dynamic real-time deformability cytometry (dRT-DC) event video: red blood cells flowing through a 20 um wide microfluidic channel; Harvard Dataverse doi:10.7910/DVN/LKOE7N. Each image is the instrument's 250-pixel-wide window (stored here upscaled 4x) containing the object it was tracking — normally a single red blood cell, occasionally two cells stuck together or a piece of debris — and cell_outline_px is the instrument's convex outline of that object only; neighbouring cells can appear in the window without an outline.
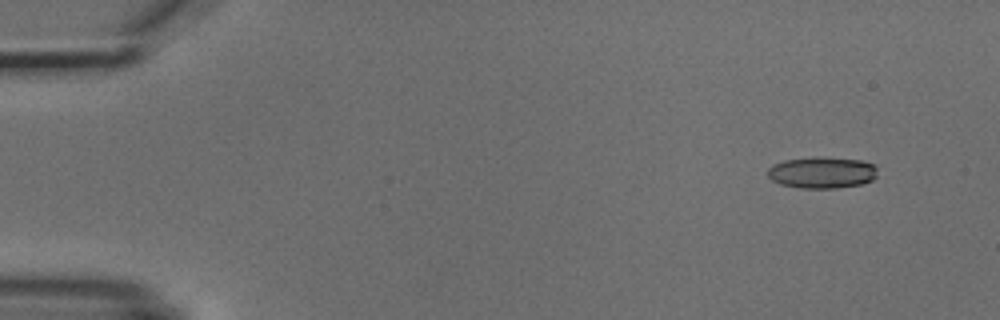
{"species": "common noctule bat (a hibernating species)", "species_latin": "Nyctalus noctula", "temperature_condition": "cold", "stored_images_in_passage": 4, "camera_frame_rate_fps": 3000, "um_per_image_px": 0.085, "animal": {"sex": "male", "body_mass_g": 18.8}, "frame": {"image": 1, "passage_image": 1, "time_ms": 0.0, "image_size_px": [1000, 320], "cell_outline_px": [[876, 176], [872, 180], [860, 184], [836, 188], [800, 188], [780, 184], [772, 180], [768, 176], [768, 168], [772, 164], [784, 160], [816, 156], [820, 156], [860, 160], [876, 164]], "centroid_in_image_um": [69.86, 14.65], "position_along_channel_um": 15.1, "area_um2": 20.35}}
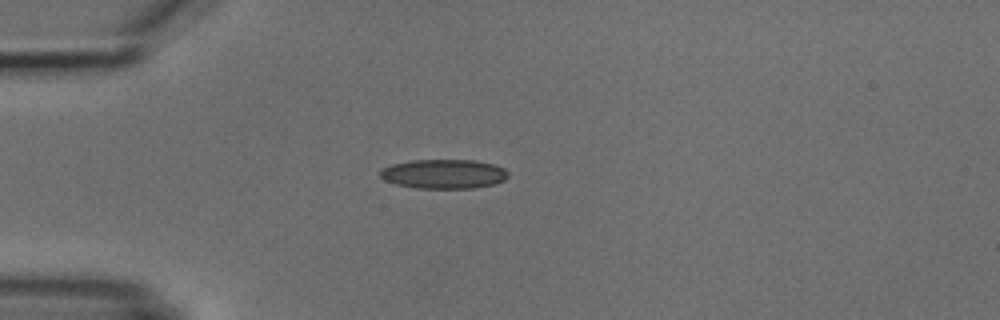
{"frame": {"image": 2, "passage_image": 4, "time_ms": 3.333, "image_size_px": [1000, 320], "cell_outline_px": [[508, 176], [504, 180], [496, 184], [476, 188], [416, 188], [396, 184], [384, 180], [380, 176], [380, 172], [384, 168], [392, 164], [412, 160], [476, 160], [492, 164], [504, 168], [508, 172]], "centroid_in_image_um": [37.75, 14.79], "position_along_channel_um": 47.3, "area_um2": 21.91}}